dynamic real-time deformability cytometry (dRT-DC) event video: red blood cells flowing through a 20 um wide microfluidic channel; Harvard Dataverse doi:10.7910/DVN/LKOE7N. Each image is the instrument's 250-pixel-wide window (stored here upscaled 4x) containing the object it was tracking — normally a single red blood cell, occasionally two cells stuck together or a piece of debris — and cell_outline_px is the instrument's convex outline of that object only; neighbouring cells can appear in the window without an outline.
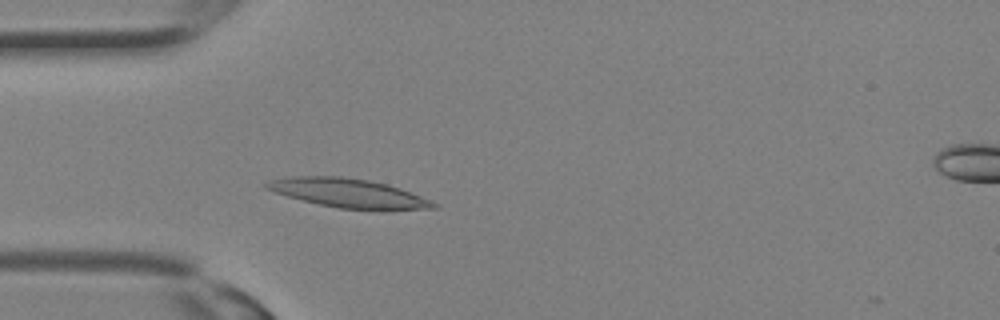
{"species": "Egyptian fruit bat (a non-hibernating species)", "species_latin": "Rousettus aegyptiacus", "temperature_condition": "room temperature", "stored_images_in_passage": 16, "camera_frame_rate_fps": 3000, "um_per_image_px": 0.085, "animal": {"sex": "female"}, "frame": {"image": 1, "passage_image": 4, "time_ms": 1.0, "image_size_px": [1000, 320], "cell_outline_px": [[440, 204], [436, 208], [340, 208], [320, 204], [288, 196], [264, 188], [264, 184], [272, 180], [288, 176], [340, 176], [368, 180], [388, 184], [400, 188], [432, 200]], "centroid_in_image_um": [29.59, 16.38], "position_along_channel_um": 55.4, "area_um2": 27.34}}
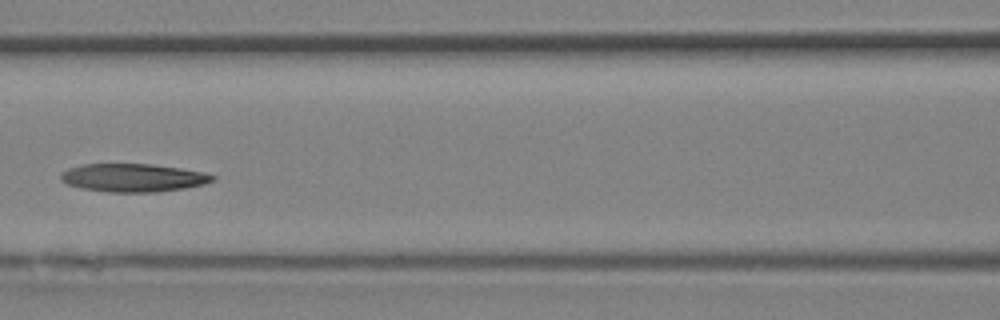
{"frame": {"image": 2, "passage_image": 9, "time_ms": 2.667, "image_size_px": [1000, 320], "cell_outline_px": [[216, 180], [204, 184], [184, 188], [160, 192], [104, 192], [80, 188], [64, 184], [60, 180], [60, 176], [68, 168], [84, 164], [152, 164], [180, 168], [204, 172], [216, 176]], "centroid_in_image_um": [11.31, 15.11], "position_along_channel_um": 155.3, "area_um2": 25.14}}
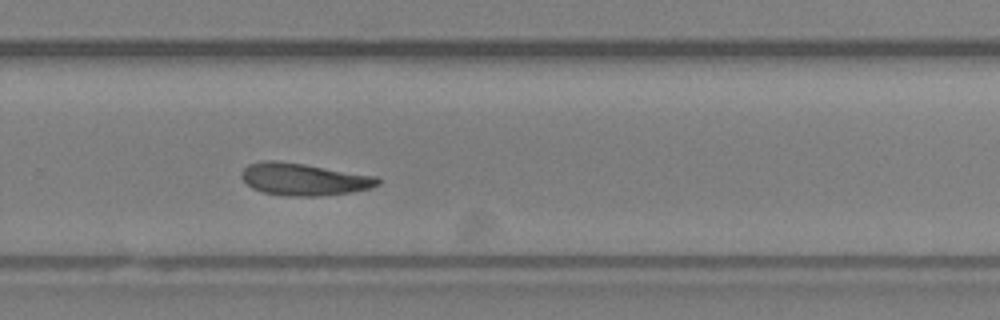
{"frame": {"image": 3, "passage_image": 16, "time_ms": 5.0, "image_size_px": [1000, 320], "cell_outline_px": [[380, 184], [372, 188], [352, 192], [320, 196], [288, 196], [264, 192], [252, 188], [240, 176], [240, 172], [248, 164], [260, 160], [276, 160], [304, 164], [376, 176], [380, 180]], "centroid_in_image_um": [25.82, 15.23], "position_along_channel_um": 304.0, "area_um2": 25.66}}